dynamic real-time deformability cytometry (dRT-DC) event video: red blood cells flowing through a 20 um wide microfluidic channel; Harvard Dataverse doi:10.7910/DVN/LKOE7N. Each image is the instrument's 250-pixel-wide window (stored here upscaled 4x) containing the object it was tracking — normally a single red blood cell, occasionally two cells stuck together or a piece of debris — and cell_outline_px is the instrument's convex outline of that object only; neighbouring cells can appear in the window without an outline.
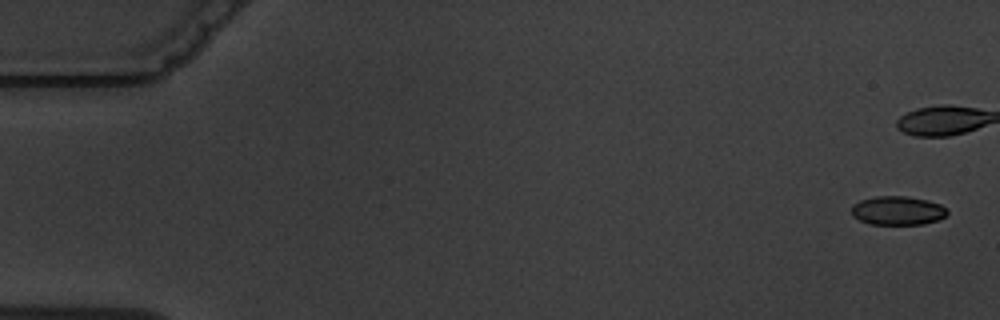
{"species": "common noctule bat (a hibernating species)", "species_latin": "Nyctalus noctula", "temperature_condition": "warm", "stored_images_in_passage": 6, "camera_frame_rate_fps": 3000, "um_per_image_px": 0.085, "animal": {"sex": "male", "body_mass_g": 19.5, "forearm_length_mm": 54.6}, "frame": {"image": 1, "passage_image": 1, "time_ms": 0.0, "image_size_px": [1000, 320], "cell_outline_px": [[948, 212], [944, 216], [936, 220], [924, 224], [872, 224], [860, 220], [852, 216], [852, 204], [860, 200], [876, 196], [908, 196], [928, 200], [940, 204]], "centroid_in_image_um": [76.27, 17.89], "position_along_channel_um": 8.7, "area_um2": 16.01}}